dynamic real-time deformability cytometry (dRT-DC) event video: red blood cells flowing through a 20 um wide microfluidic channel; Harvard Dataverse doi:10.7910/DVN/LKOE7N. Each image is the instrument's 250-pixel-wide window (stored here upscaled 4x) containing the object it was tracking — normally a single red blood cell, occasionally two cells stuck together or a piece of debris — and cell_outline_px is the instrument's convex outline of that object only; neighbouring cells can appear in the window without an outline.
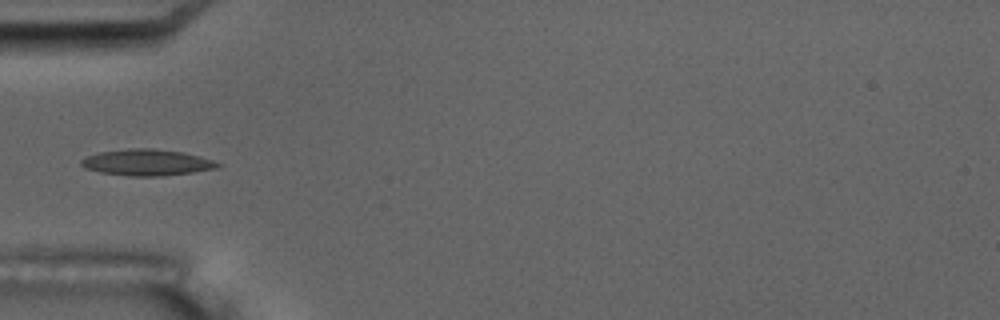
{"species": "common noctule bat (a hibernating species)", "species_latin": "Nyctalus noctula", "temperature_condition": "room temperature", "stored_images_in_passage": 15, "camera_frame_rate_fps": 3000, "um_per_image_px": 0.085, "animal": {"sex": "male", "body_mass_g": 17.5, "forearm_length_mm": 52.3}, "frame": {"image": 1, "passage_image": 5, "time_ms": 5.333, "image_size_px": [1000, 320], "cell_outline_px": [[224, 164], [216, 168], [192, 172], [160, 176], [128, 176], [100, 172], [84, 168], [80, 164], [80, 160], [88, 156], [100, 152], [132, 148], [152, 148], [184, 152], [212, 160]], "centroid_in_image_um": [12.48, 13.81], "position_along_channel_um": 72.5, "area_um2": 20.81}, "authors_computed_cell_mechanics": {"area_um2": 18.7272, "velocity_mm_per_s": 3.5626, "shape_relaxation_time_tau1_ms": 5.5979, "shape_relaxation_time_tau2_ms": 3.0189, "deformation_change_tau1": 0.1374, "deformation_change_tau2": 0.0901}}